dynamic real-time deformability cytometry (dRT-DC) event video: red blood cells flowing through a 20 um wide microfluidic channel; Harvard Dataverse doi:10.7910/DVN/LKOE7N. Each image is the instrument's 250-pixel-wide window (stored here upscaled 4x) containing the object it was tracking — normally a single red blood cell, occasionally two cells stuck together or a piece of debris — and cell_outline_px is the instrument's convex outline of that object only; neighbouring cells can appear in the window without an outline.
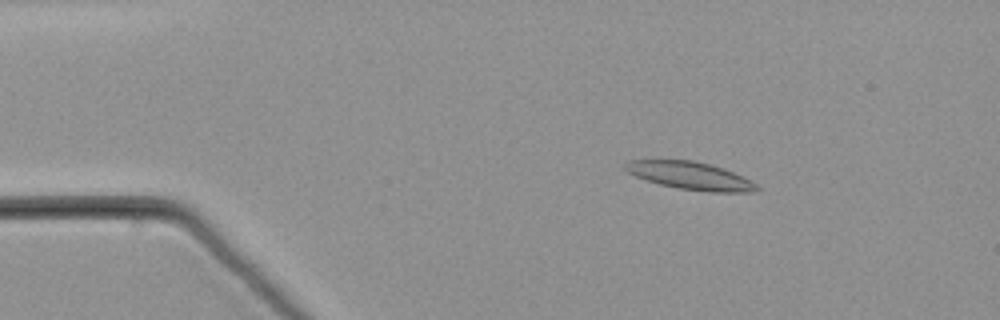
{"species": "common noctule bat (a hibernating species)", "species_latin": "Nyctalus noctula", "temperature_condition": "warm", "stored_images_in_passage": 56, "camera_frame_rate_fps": 3000, "um_per_image_px": 0.085, "animal": {"sex": "male", "body_mass_g": 21.5, "forearm_length_mm": 52.0}, "frame": {"image": 1, "passage_image": 10, "time_ms": 3.0, "image_size_px": [1000, 320], "cell_outline_px": [[760, 188], [756, 192], [708, 192], [680, 188], [660, 184], [636, 176], [628, 172], [624, 168], [624, 164], [628, 160], [692, 160], [724, 168], [744, 176], [752, 180]], "centroid_in_image_um": [58.73, 14.94], "position_along_channel_um": 26.3, "area_um2": 21.21}}
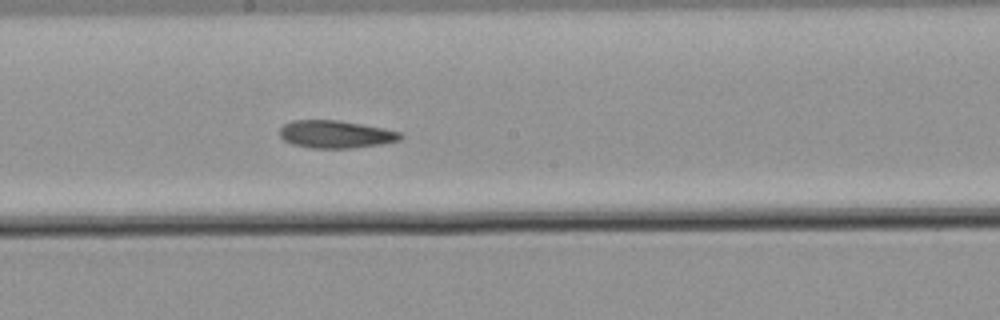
{"frame": {"image": 2, "passage_image": 31, "time_ms": 10.0, "image_size_px": [1000, 320], "cell_outline_px": [[404, 136], [400, 140], [380, 144], [352, 148], [312, 148], [292, 144], [284, 140], [280, 136], [280, 128], [284, 124], [292, 120], [340, 120], [384, 128], [400, 132]], "centroid_in_image_um": [28.53, 11.41], "position_along_channel_um": 219.7, "area_um2": 19.48}}
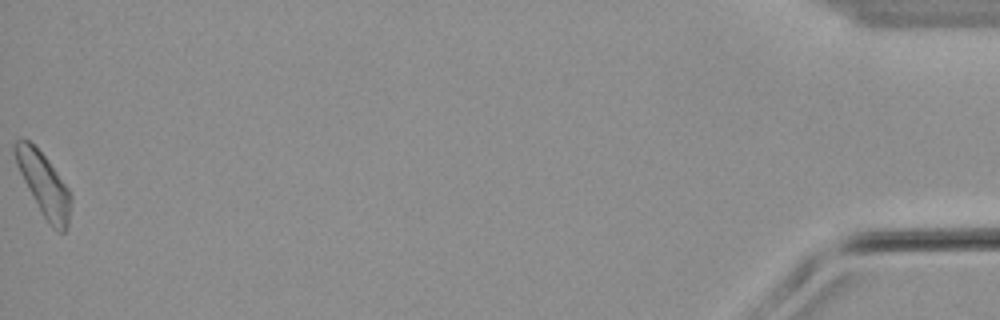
{"frame": {"image": 3, "passage_image": 56, "time_ms": 18.333, "image_size_px": [1000, 320], "cell_outline_px": [[72, 200], [68, 224], [64, 232], [56, 232], [48, 224], [28, 188], [16, 164], [12, 152], [12, 144], [16, 140], [28, 140], [48, 160], [68, 188], [72, 196]], "centroid_in_image_um": [3.72, 15.69], "position_along_channel_um": 431.5, "area_um2": 20.29}}